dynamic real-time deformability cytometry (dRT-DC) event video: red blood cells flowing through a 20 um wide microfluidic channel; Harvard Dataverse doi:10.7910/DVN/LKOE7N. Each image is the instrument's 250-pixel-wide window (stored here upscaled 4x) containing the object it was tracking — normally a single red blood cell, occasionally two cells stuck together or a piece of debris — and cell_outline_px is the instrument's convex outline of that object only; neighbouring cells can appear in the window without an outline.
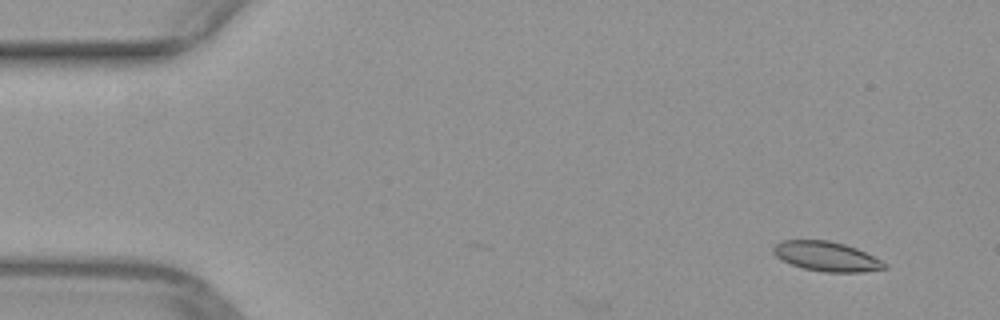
{"species": "common noctule bat (a hibernating species)", "species_latin": "Nyctalus noctula", "temperature_condition": "warm", "stored_images_in_passage": 3, "camera_frame_rate_fps": 3000, "um_per_image_px": 0.085, "animal": {"sex": "female", "body_mass_g": 29.2, "forearm_length_mm": 56.3}, "frame": {"image": 1, "passage_image": 1, "time_ms": 0.0, "image_size_px": [1000, 320], "cell_outline_px": [[888, 268], [860, 272], [824, 272], [804, 268], [780, 260], [772, 252], [772, 248], [776, 244], [784, 240], [828, 240], [844, 244], [856, 248], [888, 264]], "centroid_in_image_um": [70.24, 21.79], "position_along_channel_um": 14.8, "area_um2": 19.07}}